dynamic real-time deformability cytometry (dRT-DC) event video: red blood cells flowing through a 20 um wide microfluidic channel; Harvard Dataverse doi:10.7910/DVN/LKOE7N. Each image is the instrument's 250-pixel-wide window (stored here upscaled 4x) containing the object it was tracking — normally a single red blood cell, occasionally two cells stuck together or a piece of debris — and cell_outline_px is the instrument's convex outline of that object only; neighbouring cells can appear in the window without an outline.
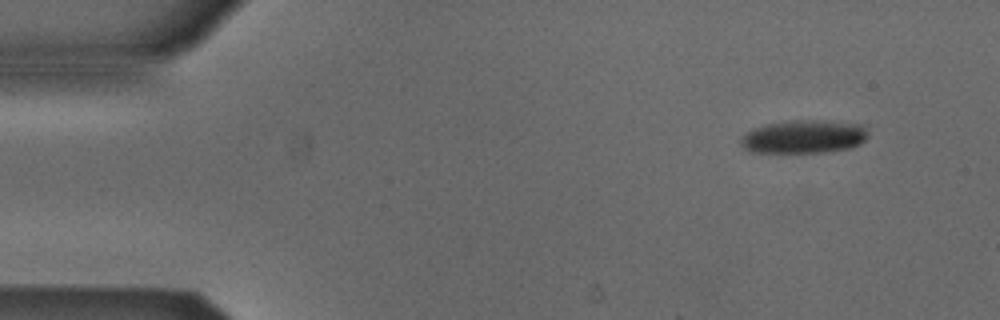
{"species": "Egyptian fruit bat (a non-hibernating species)", "species_latin": "Rousettus aegyptiacus", "temperature_condition": "cold", "stored_images_in_passage": 9, "camera_frame_rate_fps": 3000, "um_per_image_px": 0.085, "animal": {"sex": "male"}, "frame": {"image": 1, "passage_image": 1, "time_ms": 0.0, "image_size_px": [1000, 320], "cell_outline_px": [[868, 136], [860, 144], [852, 148], [828, 152], [748, 152], [740, 144], [740, 140], [752, 128], [768, 124], [792, 120], [828, 120], [864, 124], [868, 132]], "centroid_in_image_um": [68.38, 11.61], "position_along_channel_um": 16.6, "area_um2": 24.97}}